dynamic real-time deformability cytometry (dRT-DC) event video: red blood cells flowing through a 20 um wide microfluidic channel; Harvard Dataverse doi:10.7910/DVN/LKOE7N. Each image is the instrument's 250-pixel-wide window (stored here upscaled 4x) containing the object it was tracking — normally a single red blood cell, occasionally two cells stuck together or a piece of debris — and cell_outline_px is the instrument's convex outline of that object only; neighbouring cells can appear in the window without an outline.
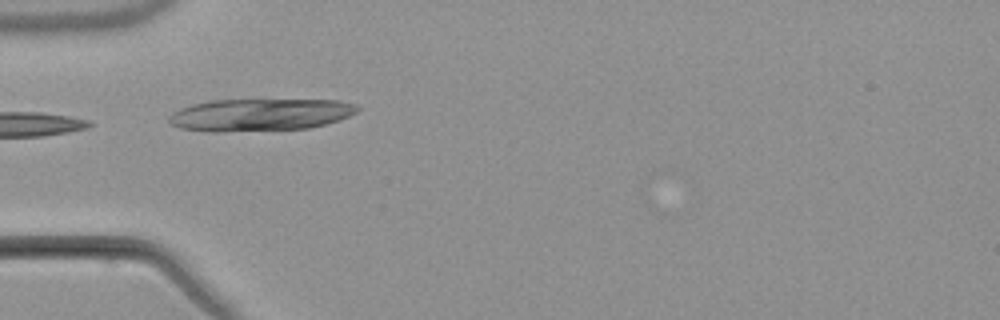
{"species": "common noctule bat (a hibernating species)", "species_latin": "Nyctalus noctula", "temperature_condition": "warm", "stored_images_in_passage": 5, "camera_frame_rate_fps": 3000, "um_per_image_px": 0.085, "animal": {"sex": "male", "body_mass_g": 21.5, "forearm_length_mm": 52.0}, "frame": {"image": 1, "passage_image": 3, "time_ms": 2.667, "image_size_px": [1000, 320], "cell_outline_px": [[360, 108], [356, 112], [348, 116], [324, 124], [308, 128], [220, 132], [208, 132], [180, 128], [168, 124], [168, 116], [172, 112], [180, 108], [192, 104], [212, 100], [340, 100], [356, 104]], "centroid_in_image_um": [22.03, 9.75], "position_along_channel_um": 63.0, "area_um2": 35.55}}